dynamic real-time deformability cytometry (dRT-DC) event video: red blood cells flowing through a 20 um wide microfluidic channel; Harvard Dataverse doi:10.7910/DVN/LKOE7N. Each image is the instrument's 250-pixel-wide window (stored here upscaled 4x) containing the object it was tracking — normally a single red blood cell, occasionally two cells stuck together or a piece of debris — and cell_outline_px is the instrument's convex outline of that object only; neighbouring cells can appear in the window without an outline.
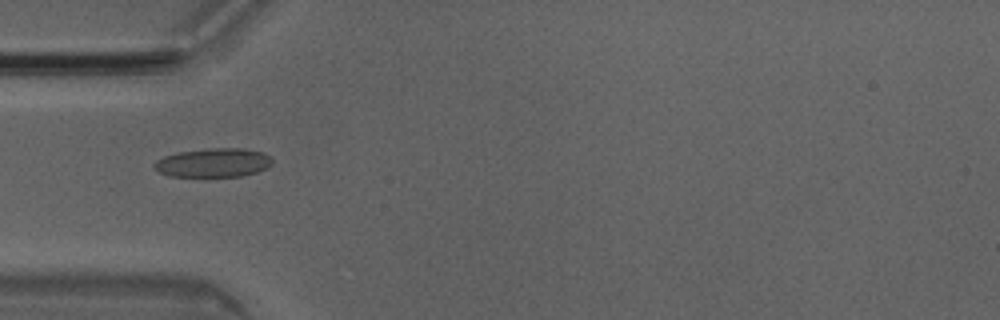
{"species": "Egyptian fruit bat (a non-hibernating species)", "species_latin": "Rousettus aegyptiacus", "temperature_condition": "room temperature", "stored_images_in_passage": 26, "camera_frame_rate_fps": 3000, "um_per_image_px": 0.085, "animal": {"sex": "male"}, "frame": {"image": 1, "passage_image": 15, "time_ms": 4.667, "image_size_px": [1000, 320], "cell_outline_px": [[272, 164], [268, 168], [256, 172], [240, 176], [168, 176], [152, 168], [152, 164], [156, 160], [164, 156], [176, 152], [208, 148], [244, 148], [264, 152], [272, 160]], "centroid_in_image_um": [18.11, 13.82], "position_along_channel_um": 66.9, "area_um2": 20.06}}
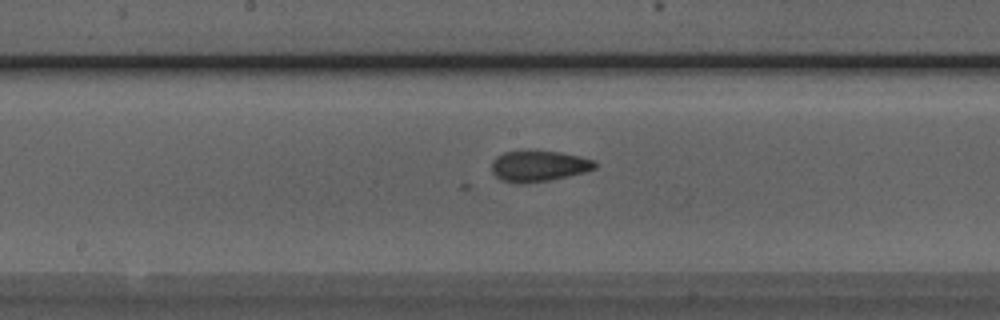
{"frame": {"image": 2, "passage_image": 25, "time_ms": 8.0, "image_size_px": [1000, 320], "cell_outline_px": [[596, 168], [584, 172], [568, 176], [548, 180], [524, 184], [516, 184], [500, 180], [492, 172], [492, 160], [496, 156], [504, 152], [560, 152], [580, 156], [596, 160]], "centroid_in_image_um": [45.78, 14.14], "position_along_channel_um": 202.4, "area_um2": 18.5}}